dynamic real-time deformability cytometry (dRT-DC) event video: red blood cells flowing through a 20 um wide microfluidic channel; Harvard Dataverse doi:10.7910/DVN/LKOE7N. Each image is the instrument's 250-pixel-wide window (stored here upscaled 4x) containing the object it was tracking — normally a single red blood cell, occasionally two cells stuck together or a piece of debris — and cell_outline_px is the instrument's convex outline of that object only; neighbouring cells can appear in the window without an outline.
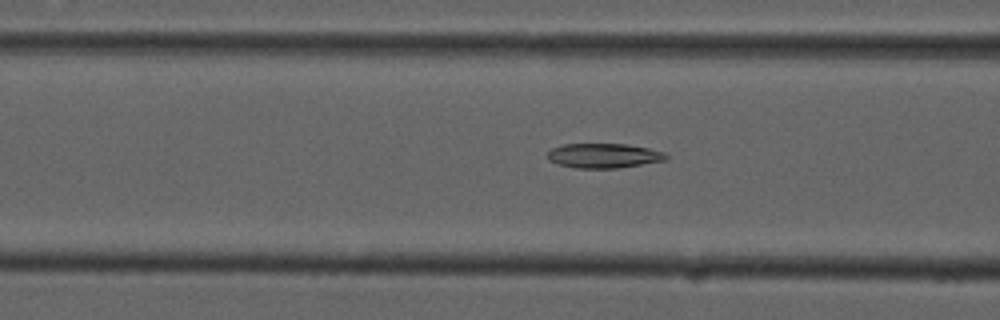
{"species": "common noctule bat (a hibernating species)", "species_latin": "Nyctalus noctula", "temperature_condition": "cold", "stored_images_in_passage": 38, "camera_frame_rate_fps": 3000, "um_per_image_px": 0.085, "animal": {"sex": "male", "forearm_length_mm": 52.5}, "frame": {"image": 1, "passage_image": 5, "time_ms": 1.333, "image_size_px": [1000, 320], "cell_outline_px": [[668, 160], [616, 168], [576, 168], [556, 164], [548, 156], [548, 152], [552, 148], [564, 144], [624, 144], [648, 148], [664, 152], [668, 156]], "centroid_in_image_um": [51.34, 13.23], "position_along_channel_um": 115.3, "area_um2": 16.88}}
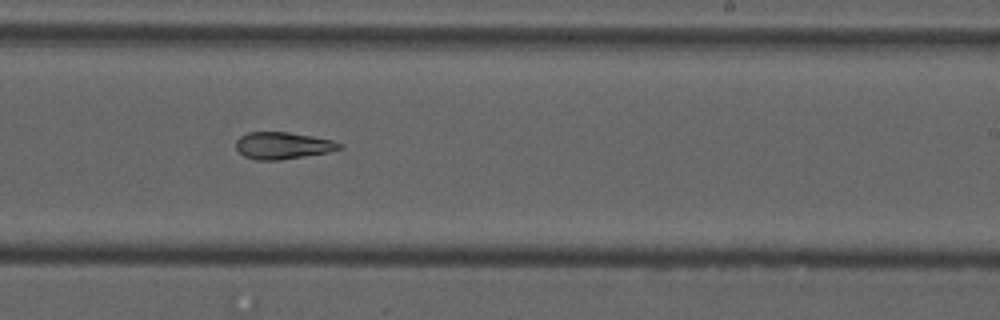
{"frame": {"image": 2, "passage_image": 17, "time_ms": 5.333, "image_size_px": [1000, 320], "cell_outline_px": [[344, 148], [328, 152], [280, 160], [256, 160], [244, 156], [236, 148], [236, 140], [240, 136], [248, 132], [288, 132], [312, 136], [332, 140], [344, 144]], "centroid_in_image_um": [24.05, 12.37], "position_along_channel_um": 264.9, "area_um2": 16.3}}
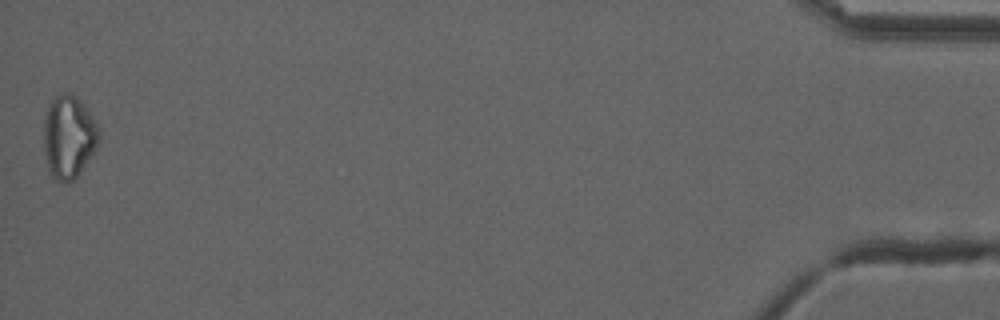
{"frame": {"image": 3, "passage_image": 38, "time_ms": 12.333, "image_size_px": [1000, 320], "cell_outline_px": [[100, 136], [96, 148], [80, 172], [68, 184], [56, 180], [52, 176], [48, 168], [44, 148], [44, 120], [48, 108], [52, 100], [60, 92], [72, 92], [84, 104], [100, 128]], "centroid_in_image_um": [5.85, 11.61], "position_along_channel_um": 429.3, "area_um2": 26.76}, "authors_computed_cell_mechanics": {"area_um2": 17.3689, "velocity_mm_per_s": 3.7529, "shape_relaxation_time_tau1_ms": null, "shape_relaxation_time_tau2_ms": 5.657, "deformation_change_tau1": null, "deformation_change_tau2": 0.1435}}